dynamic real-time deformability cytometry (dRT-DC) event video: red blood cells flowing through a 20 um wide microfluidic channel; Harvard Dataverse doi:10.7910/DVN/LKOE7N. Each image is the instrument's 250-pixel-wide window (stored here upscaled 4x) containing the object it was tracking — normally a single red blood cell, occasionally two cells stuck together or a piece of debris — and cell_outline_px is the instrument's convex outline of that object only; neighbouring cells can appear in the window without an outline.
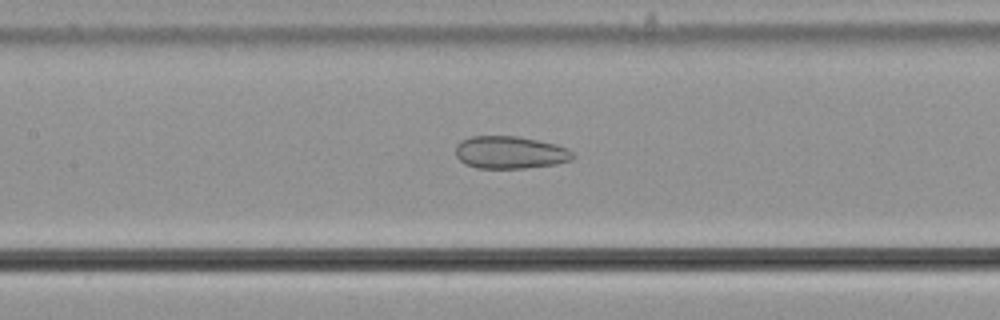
{"species": "common noctule bat (a hibernating species)", "species_latin": "Nyctalus noctula", "temperature_condition": "cold", "stored_images_in_passage": 51, "camera_frame_rate_fps": 3000, "um_per_image_px": 0.085, "animal": {"sex": "male", "body_mass_g": 21.5, "forearm_length_mm": 52.0}, "frame": {"image": 1, "passage_image": 21, "time_ms": 6.667, "image_size_px": [1000, 320], "cell_outline_px": [[576, 156], [572, 160], [556, 164], [524, 168], [476, 168], [464, 164], [456, 156], [456, 144], [460, 140], [472, 136], [520, 136], [556, 144], [568, 148]], "centroid_in_image_um": [43.36, 12.95], "position_along_channel_um": 164.0, "area_um2": 22.48}}
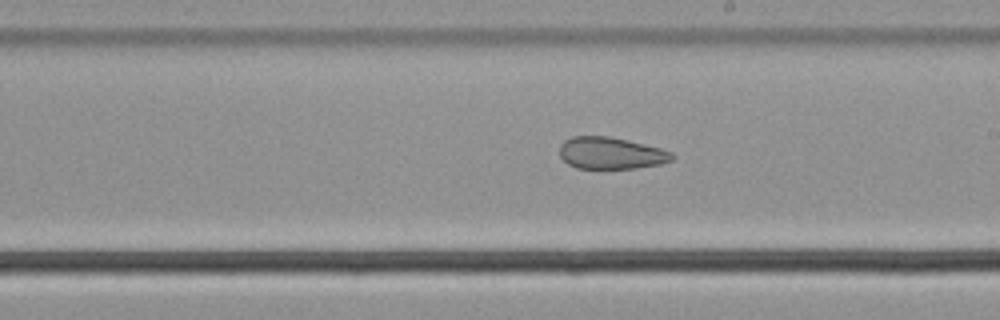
{"frame": {"image": 2, "passage_image": 27, "time_ms": 8.667, "image_size_px": [1000, 320], "cell_outline_px": [[676, 156], [672, 160], [660, 164], [636, 168], [576, 168], [568, 164], [560, 156], [560, 144], [564, 140], [572, 136], [608, 136], [628, 140], [660, 148], [672, 152]], "centroid_in_image_um": [51.93, 13.01], "position_along_channel_um": 237.1, "area_um2": 20.92}}
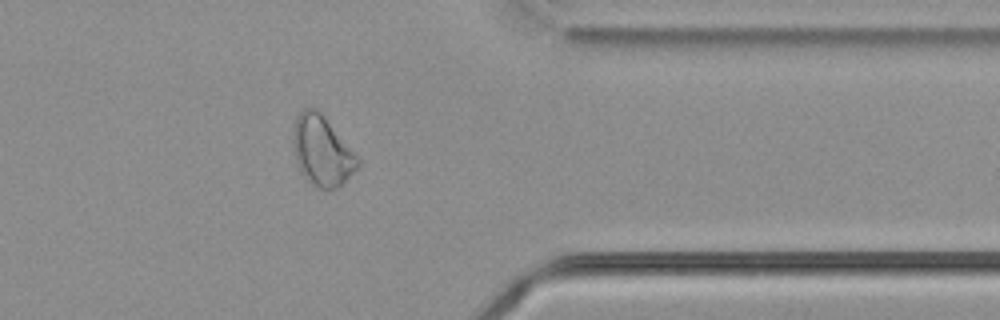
{"frame": {"image": 3, "passage_image": 40, "time_ms": 13.0, "image_size_px": [1000, 320], "cell_outline_px": [[360, 164], [336, 188], [316, 188], [304, 176], [296, 160], [292, 140], [292, 132], [296, 116], [304, 108], [316, 108], [324, 116], [360, 156]], "centroid_in_image_um": [27.37, 12.78], "position_along_channel_um": 384.0, "area_um2": 26.24}, "authors_computed_cell_mechanics": {"area_um2": 26.588, "velocity_mm_per_s": 3.6669, "shape_relaxation_time_tau1_ms": null, "shape_relaxation_time_tau2_ms": 2.3423, "deformation_change_tau1": null, "deformation_change_tau2": 0.0887}}